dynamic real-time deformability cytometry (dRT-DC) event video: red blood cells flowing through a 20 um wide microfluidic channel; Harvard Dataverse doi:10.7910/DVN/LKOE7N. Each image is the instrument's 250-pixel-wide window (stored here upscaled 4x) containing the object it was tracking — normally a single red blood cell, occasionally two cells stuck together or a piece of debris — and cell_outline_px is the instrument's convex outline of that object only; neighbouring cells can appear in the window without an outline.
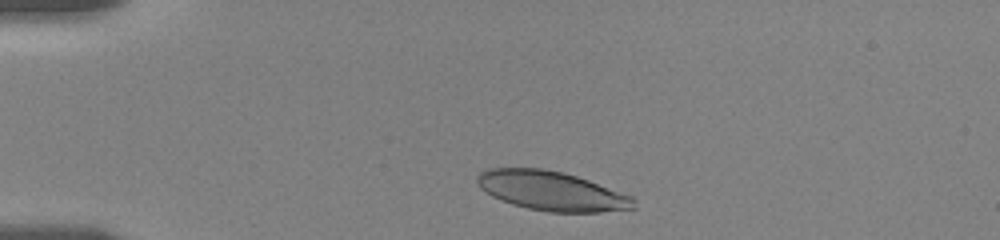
{"species": "human", "species_latin": "Homo sapiens", "temperature_condition": "room temperature", "stored_images_in_passage": 11, "camera_frame_rate_fps": 3000, "um_per_image_px": 0.085, "donor": {"sex": "female"}, "frame": {"image": 1, "passage_image": 2, "time_ms": 0.667, "image_size_px": [1000, 240], "cell_outline_px": [[636, 208], [600, 212], [548, 212], [528, 208], [512, 204], [500, 200], [492, 196], [480, 188], [476, 180], [476, 176], [480, 172], [488, 168], [540, 168], [564, 172], [588, 180], [632, 196], [636, 200]], "centroid_in_image_um": [46.87, 16.23], "position_along_channel_um": 38.1, "area_um2": 35.89}}
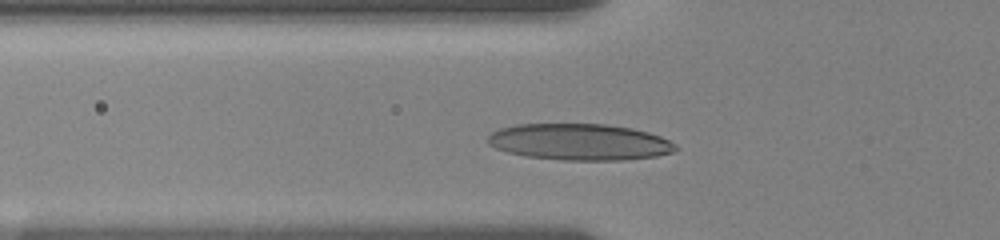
{"frame": {"image": 2, "passage_image": 7, "time_ms": 3.0, "image_size_px": [1000, 240], "cell_outline_px": [[680, 148], [672, 152], [656, 156], [624, 160], [560, 160], [528, 156], [508, 152], [496, 148], [488, 144], [488, 136], [492, 132], [500, 128], [516, 124], [604, 124], [632, 128], [648, 132], [660, 136], [676, 144]], "centroid_in_image_um": [49.28, 12.06], "position_along_channel_um": 76.5, "area_um2": 39.88}}
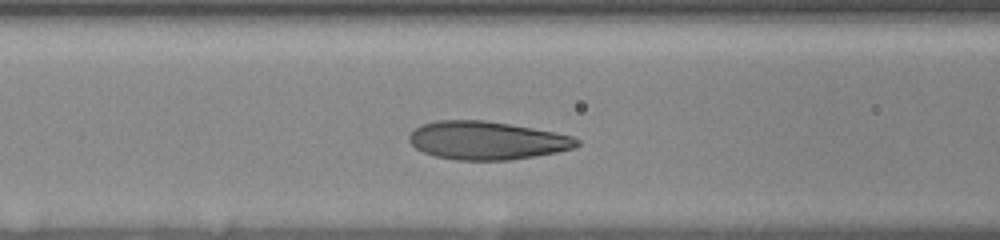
{"frame": {"image": 3, "passage_image": 10, "time_ms": 4.333, "image_size_px": [1000, 240], "cell_outline_px": [[580, 144], [576, 148], [556, 152], [512, 160], [456, 160], [436, 156], [424, 152], [416, 148], [408, 140], [408, 136], [420, 124], [436, 120], [484, 120], [532, 128], [572, 136], [580, 140]], "centroid_in_image_um": [41.37, 11.94], "position_along_channel_um": 125.2, "area_um2": 37.28}}